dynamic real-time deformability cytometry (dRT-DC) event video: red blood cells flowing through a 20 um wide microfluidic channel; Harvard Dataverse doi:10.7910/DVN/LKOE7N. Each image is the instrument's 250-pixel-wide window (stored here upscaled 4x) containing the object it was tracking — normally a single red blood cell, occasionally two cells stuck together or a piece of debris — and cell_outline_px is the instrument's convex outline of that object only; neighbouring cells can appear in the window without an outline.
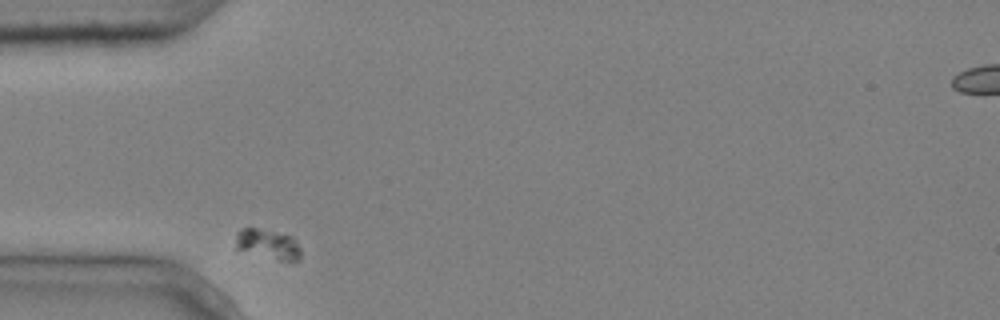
{"species": "common noctule bat (a hibernating species)", "species_latin": "Nyctalus noctula", "temperature_condition": "cold", "stored_images_in_passage": 2, "camera_frame_rate_fps": 3000, "um_per_image_px": 0.085, "animal": {"sex": "male", "body_mass_g": 20.4}, "frame": {"image": 1, "passage_image": 1, "time_ms": 0.0, "image_size_px": [1000, 320], "cell_outline_px": [[300, 260], [276, 260], [236, 248], [236, 232], [240, 228], [256, 228], [292, 236], [300, 248]], "centroid_in_image_um": [22.77, 20.75], "position_along_channel_um": 62.2, "area_um2": 11.16}}